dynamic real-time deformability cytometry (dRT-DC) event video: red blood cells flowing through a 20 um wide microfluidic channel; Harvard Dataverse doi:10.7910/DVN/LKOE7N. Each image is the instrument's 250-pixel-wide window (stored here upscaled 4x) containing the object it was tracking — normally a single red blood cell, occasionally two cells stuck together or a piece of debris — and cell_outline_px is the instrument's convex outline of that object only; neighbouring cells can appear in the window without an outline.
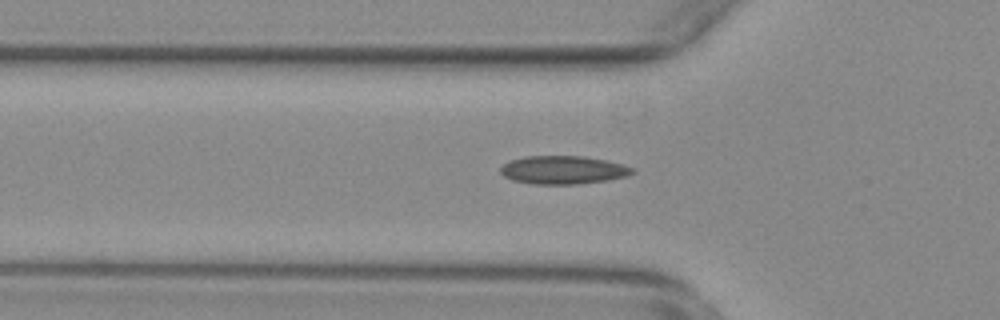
{"species": "common noctule bat (a hibernating species)", "species_latin": "Nyctalus noctula", "temperature_condition": "warm", "stored_images_in_passage": 12, "camera_frame_rate_fps": 3000, "um_per_image_px": 0.085, "animal": {"sex": "female", "body_mass_g": 29.2, "forearm_length_mm": 56.3}, "frame": {"image": 1, "passage_image": 6, "time_ms": 1.667, "image_size_px": [1000, 320], "cell_outline_px": [[636, 172], [628, 176], [608, 180], [576, 184], [532, 184], [512, 180], [504, 176], [500, 172], [500, 168], [508, 160], [524, 156], [584, 156], [624, 164], [636, 168]], "centroid_in_image_um": [47.89, 14.44], "position_along_channel_um": 77.9, "area_um2": 21.96}}
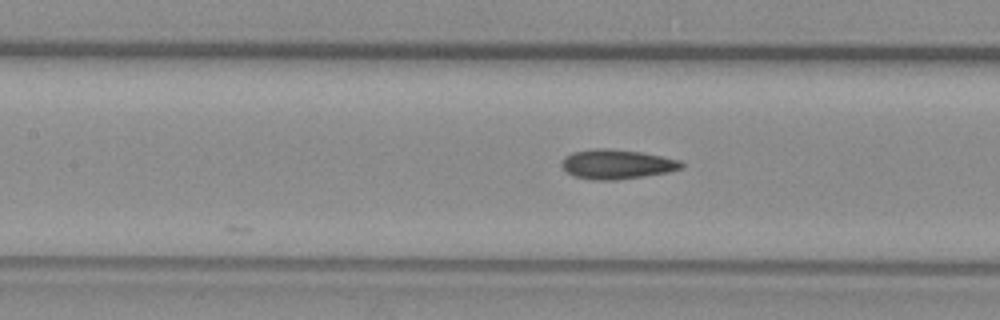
{"frame": {"image": 2, "passage_image": 12, "time_ms": 3.667, "image_size_px": [1000, 320], "cell_outline_px": [[684, 168], [668, 172], [644, 176], [616, 180], [592, 180], [572, 176], [564, 172], [560, 164], [564, 156], [572, 152], [592, 148], [608, 148], [640, 152], [680, 160], [684, 164]], "centroid_in_image_um": [52.37, 13.96], "position_along_channel_um": 155.0, "area_um2": 20.92}}